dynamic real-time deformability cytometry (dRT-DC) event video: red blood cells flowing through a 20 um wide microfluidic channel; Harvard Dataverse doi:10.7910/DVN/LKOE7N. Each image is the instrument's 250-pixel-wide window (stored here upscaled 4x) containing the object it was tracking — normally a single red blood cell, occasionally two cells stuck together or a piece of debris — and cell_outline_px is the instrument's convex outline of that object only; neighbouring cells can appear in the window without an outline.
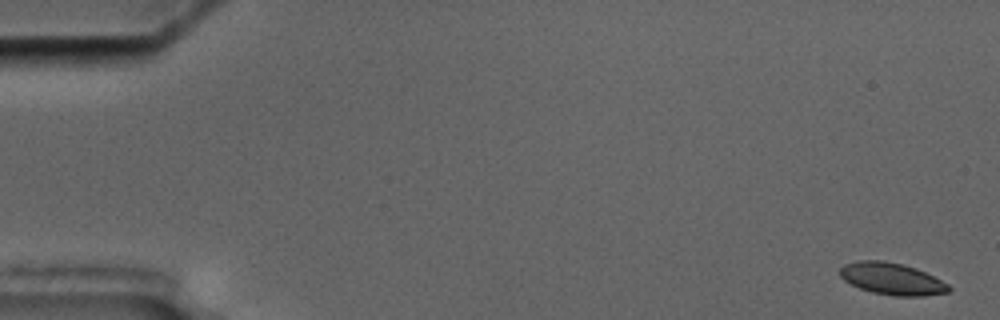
{"species": "common noctule bat (a hibernating species)", "species_latin": "Nyctalus noctula", "temperature_condition": "cold", "stored_images_in_passage": 5, "camera_frame_rate_fps": 3000, "um_per_image_px": 0.085, "animal": {"sex": "male", "body_mass_g": 17.5, "forearm_length_mm": 52.3}, "frame": {"image": 1, "passage_image": 1, "time_ms": 0.0, "image_size_px": [1000, 320], "cell_outline_px": [[952, 288], [948, 292], [924, 296], [892, 296], [872, 292], [860, 288], [844, 280], [840, 276], [840, 268], [844, 264], [856, 260], [884, 260], [916, 268], [948, 284]], "centroid_in_image_um": [75.79, 23.7], "position_along_channel_um": 9.2, "area_um2": 20.17}}